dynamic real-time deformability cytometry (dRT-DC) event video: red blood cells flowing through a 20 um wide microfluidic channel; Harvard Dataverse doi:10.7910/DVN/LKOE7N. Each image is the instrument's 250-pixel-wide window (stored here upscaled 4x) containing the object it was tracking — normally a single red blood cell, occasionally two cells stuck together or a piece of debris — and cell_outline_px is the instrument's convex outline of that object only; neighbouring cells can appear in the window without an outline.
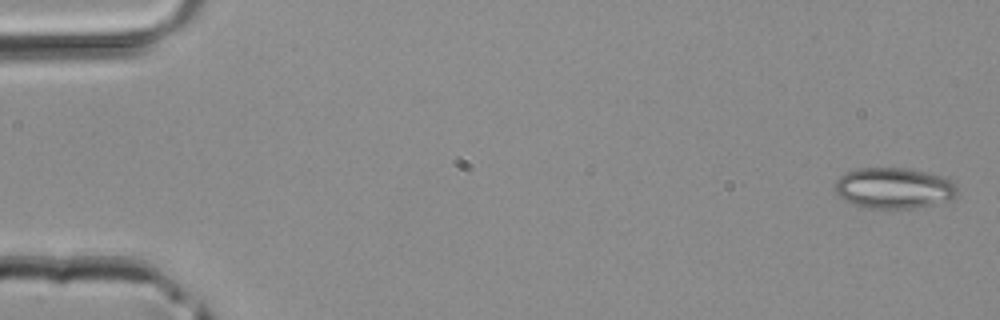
{"species": "common noctule bat (a hibernating species)", "species_latin": "Nyctalus noctula", "temperature_condition": "room temperature", "stored_images_in_passage": 3, "camera_frame_rate_fps": 3000, "um_per_image_px": 0.085, "animal": {"sex": "male", "body_mass_g": 20.4}, "frame": {"image": 1, "passage_image": 1, "time_ms": 0.0, "image_size_px": [1000, 320], "cell_outline_px": [[960, 192], [956, 196], [948, 200], [932, 204], [912, 208], [860, 208], [844, 200], [836, 192], [836, 180], [844, 172], [860, 168], [908, 168], [956, 180]], "centroid_in_image_um": [76.01, 15.99], "position_along_channel_um": 9.0, "area_um2": 29.42}}